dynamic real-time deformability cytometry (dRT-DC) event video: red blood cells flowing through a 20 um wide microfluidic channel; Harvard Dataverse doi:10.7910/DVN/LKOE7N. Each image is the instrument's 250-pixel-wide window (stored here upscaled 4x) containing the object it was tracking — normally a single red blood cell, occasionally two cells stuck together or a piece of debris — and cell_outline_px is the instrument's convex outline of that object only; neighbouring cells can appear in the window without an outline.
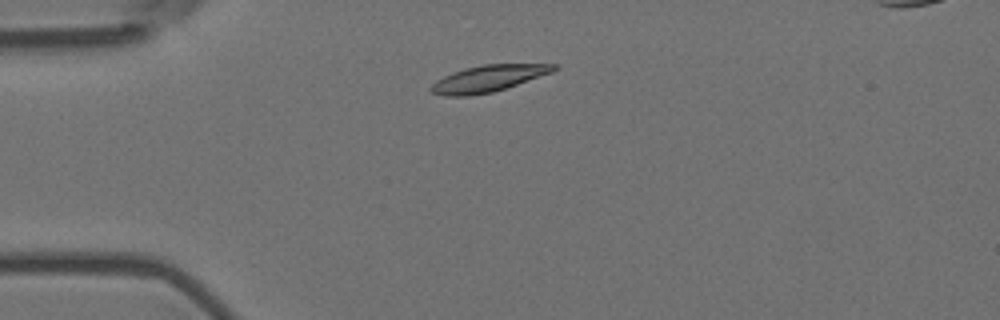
{"species": "Egyptian fruit bat (a non-hibernating species)", "species_latin": "Rousettus aegyptiacus", "temperature_condition": "room temperature", "stored_images_in_passage": 3, "camera_frame_rate_fps": 3000, "um_per_image_px": 0.085, "animal": {"sex": "female"}, "frame": {"image": 1, "passage_image": 2, "time_ms": 0.333, "image_size_px": [1000, 320], "cell_outline_px": [[560, 68], [552, 72], [492, 92], [468, 96], [444, 96], [432, 92], [428, 88], [436, 80], [452, 72], [464, 68], [484, 64], [560, 64]], "centroid_in_image_um": [41.48, 6.66], "position_along_channel_um": 43.5, "area_um2": 18.9}}